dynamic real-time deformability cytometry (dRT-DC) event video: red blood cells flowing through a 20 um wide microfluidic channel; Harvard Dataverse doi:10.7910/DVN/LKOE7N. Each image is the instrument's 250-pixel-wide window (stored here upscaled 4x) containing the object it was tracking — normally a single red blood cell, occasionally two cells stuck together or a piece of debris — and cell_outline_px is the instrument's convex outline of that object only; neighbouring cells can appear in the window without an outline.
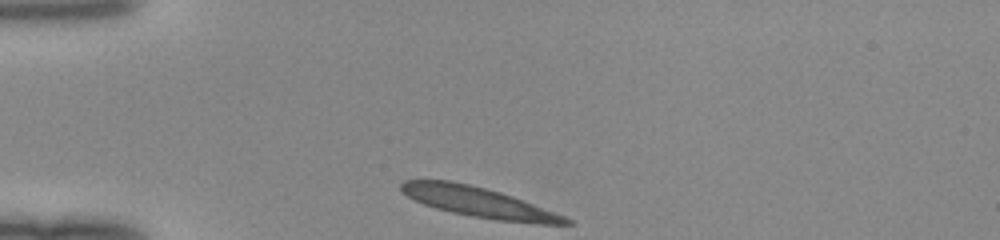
{"species": "human", "species_latin": "Homo sapiens", "temperature_condition": "room temperature", "stored_images_in_passage": 29, "camera_frame_rate_fps": 3000, "um_per_image_px": 0.085, "donor": {"sex": "female"}, "frame": {"image": 1, "passage_image": 1, "time_ms": 0.0, "image_size_px": [1000, 240], "cell_outline_px": [[576, 224], [540, 224], [496, 220], [472, 216], [452, 212], [436, 208], [424, 204], [408, 196], [400, 188], [400, 184], [404, 180], [452, 180], [500, 192], [524, 200], [564, 216], [572, 220]], "centroid_in_image_um": [40.72, 17.19], "position_along_channel_um": 44.3, "area_um2": 28.61}}
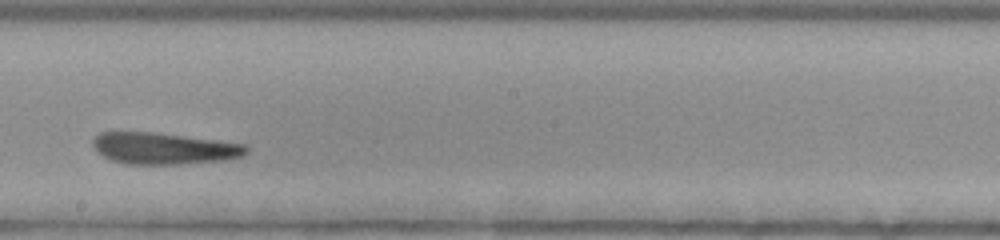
{"frame": {"image": 2, "passage_image": 17, "time_ms": 5.333, "image_size_px": [1000, 240], "cell_outline_px": [[248, 152], [244, 156], [220, 160], [180, 164], [128, 164], [112, 160], [104, 156], [92, 144], [92, 140], [100, 132], [152, 132], [248, 144]], "centroid_in_image_um": [13.96, 12.61], "position_along_channel_um": 234.2, "area_um2": 27.98}}
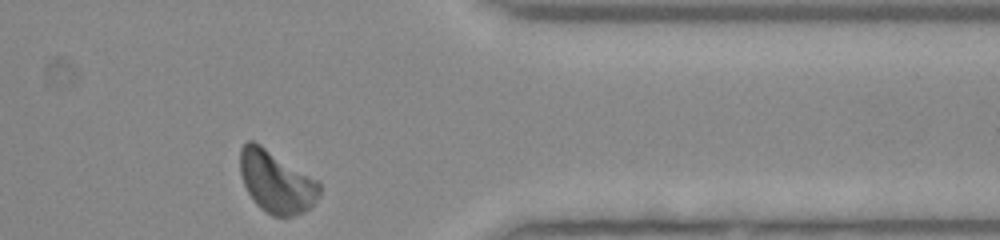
{"frame": {"image": 3, "passage_image": 29, "time_ms": 9.333, "image_size_px": [1000, 240], "cell_outline_px": [[320, 196], [312, 208], [304, 212], [292, 216], [272, 216], [260, 208], [256, 204], [248, 192], [244, 184], [240, 172], [240, 148], [248, 140], [252, 140], [260, 144], [316, 180], [320, 184]], "centroid_in_image_um": [23.48, 15.48], "position_along_channel_um": 387.9, "area_um2": 28.55}}